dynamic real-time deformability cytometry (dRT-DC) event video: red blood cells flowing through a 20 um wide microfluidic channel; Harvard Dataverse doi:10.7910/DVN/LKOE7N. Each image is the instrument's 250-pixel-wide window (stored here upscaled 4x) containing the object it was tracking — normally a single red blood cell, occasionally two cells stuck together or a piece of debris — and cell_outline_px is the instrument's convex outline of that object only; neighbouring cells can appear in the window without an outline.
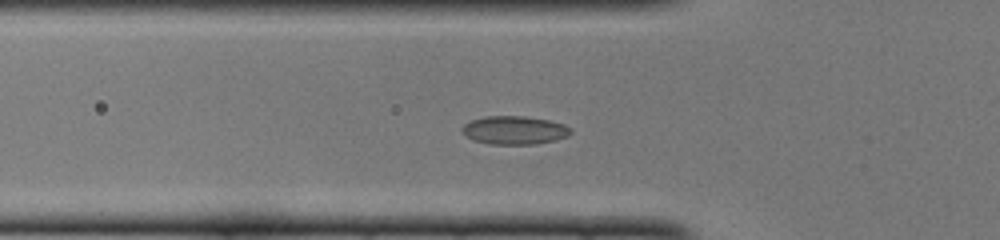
{"species": "common noctule bat (a hibernating species)", "species_latin": "Nyctalus noctula", "temperature_condition": "cold", "stored_images_in_passage": 46, "camera_frame_rate_fps": 3000, "um_per_image_px": 0.085, "animal": {"sex": "female", "body_mass_g": 22.0, "forearm_length_mm": 56.7}, "frame": {"image": 1, "passage_image": 12, "time_ms": 3.667, "image_size_px": [1000, 240], "cell_outline_px": [[572, 132], [568, 136], [556, 140], [532, 144], [488, 144], [472, 140], [460, 128], [464, 124], [472, 120], [484, 116], [524, 116], [548, 120], [564, 124], [572, 128]], "centroid_in_image_um": [43.74, 11.06], "position_along_channel_um": 82.1, "area_um2": 17.98}}
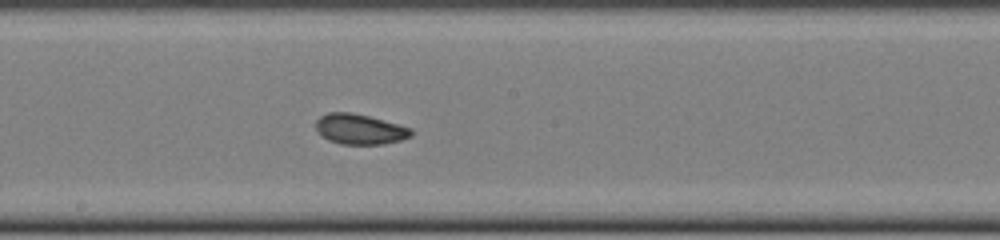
{"frame": {"image": 2, "passage_image": 22, "time_ms": 7.0, "image_size_px": [1000, 240], "cell_outline_px": [[412, 136], [400, 140], [384, 144], [340, 144], [328, 140], [316, 128], [316, 120], [320, 116], [328, 112], [348, 112], [368, 116], [412, 128]], "centroid_in_image_um": [30.59, 10.98], "position_along_channel_um": 217.6, "area_um2": 16.65}}
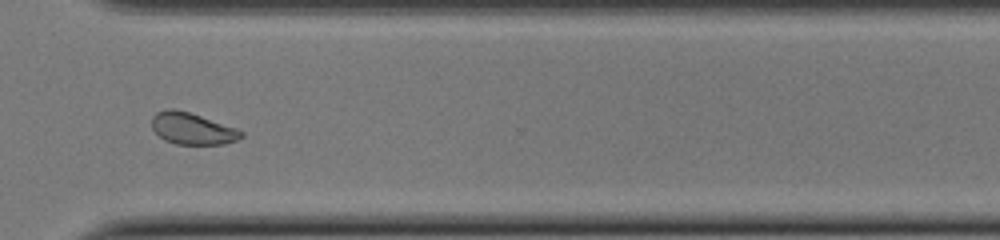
{"frame": {"image": 3, "passage_image": 32, "time_ms": 10.333, "image_size_px": [1000, 240], "cell_outline_px": [[244, 136], [240, 140], [224, 144], [176, 144], [164, 140], [152, 128], [152, 116], [156, 112], [168, 108], [176, 108], [236, 128], [244, 132]], "centroid_in_image_um": [16.35, 10.93], "position_along_channel_um": 354.2, "area_um2": 16.53}, "authors_computed_cell_mechanics": {"area_um2": 17.2244, "velocity_mm_per_s": 4.0742, "shape_relaxation_time_tau1_ms": 4.8508, "shape_relaxation_time_tau2_ms": 2.0839, "deformation_change_tau1": 0.0871, "deformation_change_tau2": 0.0381}}